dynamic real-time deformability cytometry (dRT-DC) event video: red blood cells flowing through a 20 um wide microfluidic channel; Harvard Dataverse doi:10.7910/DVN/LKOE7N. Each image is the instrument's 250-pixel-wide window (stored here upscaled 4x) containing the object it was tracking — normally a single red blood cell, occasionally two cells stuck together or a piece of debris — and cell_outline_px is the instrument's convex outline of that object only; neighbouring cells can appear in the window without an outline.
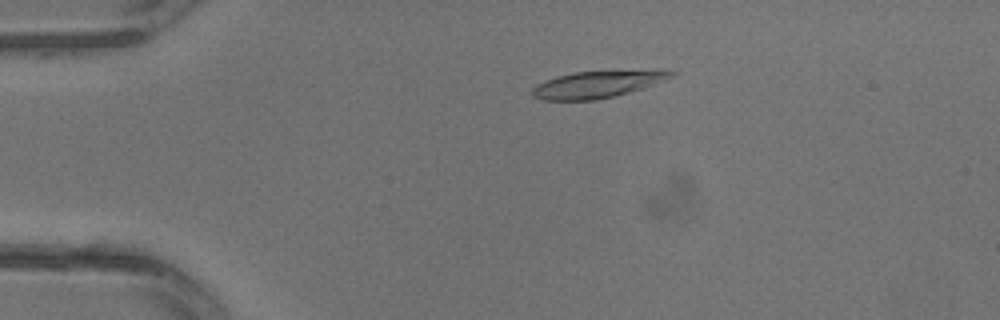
{"species": "common noctule bat (a hibernating species)", "species_latin": "Nyctalus noctula", "temperature_condition": "warm", "stored_images_in_passage": 15, "camera_frame_rate_fps": 3000, "um_per_image_px": 0.085, "animal": {"sex": "male", "body_mass_g": 13.3}, "frame": {"image": 1, "passage_image": 5, "time_ms": 1.333, "image_size_px": [1000, 320], "cell_outline_px": [[676, 76], [628, 92], [596, 100], [544, 100], [532, 96], [532, 88], [536, 84], [556, 76], [572, 72], [656, 68], [676, 72]], "centroid_in_image_um": [50.82, 7.12], "position_along_channel_um": 34.2, "area_um2": 22.2}}
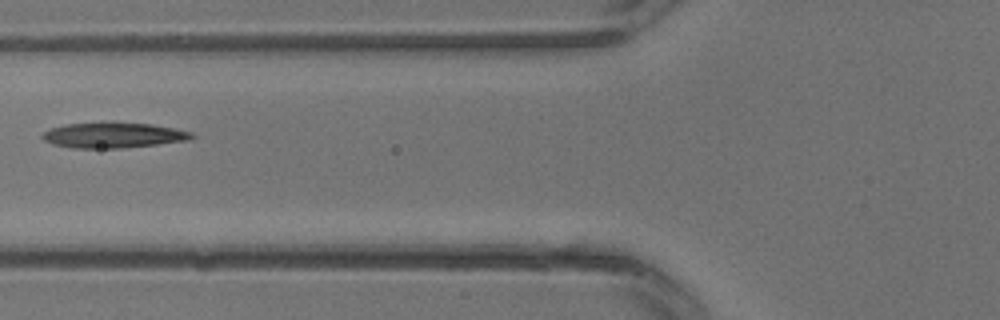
{"frame": {"image": 2, "passage_image": 11, "time_ms": 3.333, "image_size_px": [1000, 320], "cell_outline_px": [[196, 136], [188, 140], [156, 144], [120, 148], [72, 148], [52, 144], [44, 140], [40, 136], [44, 132], [52, 128], [64, 124], [112, 120], [152, 124], [192, 132]], "centroid_in_image_um": [9.59, 11.46], "position_along_channel_um": 116.2, "area_um2": 22.66}}
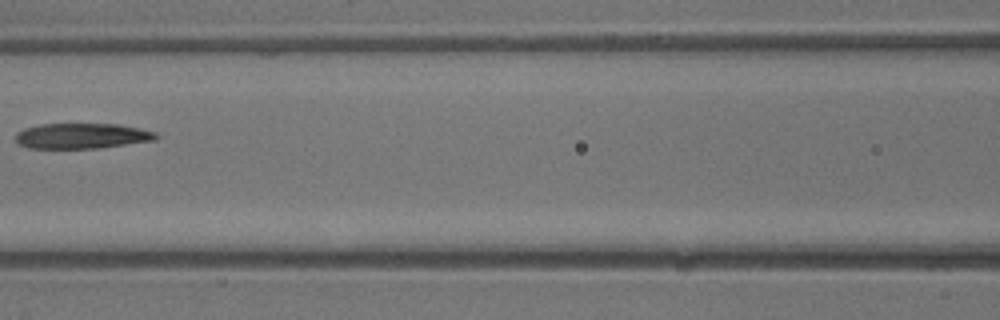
{"frame": {"image": 3, "passage_image": 13, "time_ms": 4.0, "image_size_px": [1000, 320], "cell_outline_px": [[160, 136], [156, 140], [96, 148], [28, 148], [20, 144], [16, 140], [16, 132], [24, 128], [40, 124], [120, 124], [140, 128], [156, 132]], "centroid_in_image_um": [6.98, 11.54], "position_along_channel_um": 159.6, "area_um2": 20.81}}